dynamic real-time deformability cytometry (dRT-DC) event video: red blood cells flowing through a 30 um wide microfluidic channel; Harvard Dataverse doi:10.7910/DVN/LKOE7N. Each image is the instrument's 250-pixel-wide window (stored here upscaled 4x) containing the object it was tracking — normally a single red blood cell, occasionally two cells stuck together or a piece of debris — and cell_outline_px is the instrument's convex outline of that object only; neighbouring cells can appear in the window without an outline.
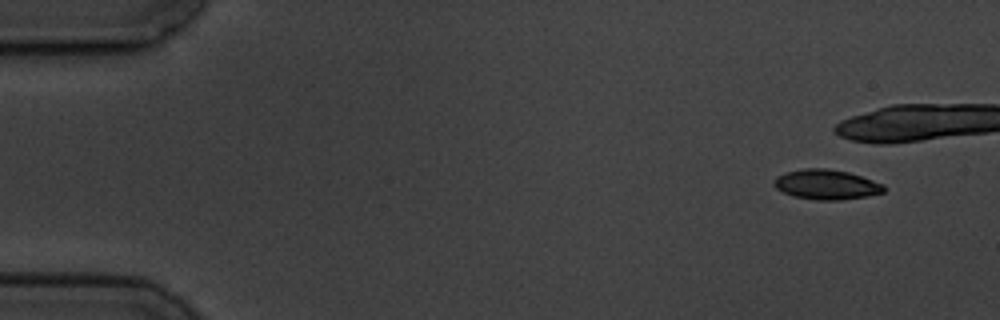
{"species": "common noctule bat (a hibernating species)", "species_latin": "Nyctalus noctula", "temperature_condition": "cold", "stored_images_in_passage": 17, "camera_frame_rate_fps": 3000, "um_per_image_px": 0.085, "animal": {"sex": "male", "body_mass_g": 19.5, "forearm_length_mm": 54.6}, "frame": {"image": 1, "passage_image": 1, "time_ms": 0.0, "image_size_px": [1000, 320], "cell_outline_px": [[884, 192], [868, 196], [840, 200], [816, 200], [792, 196], [776, 188], [772, 184], [772, 180], [776, 176], [784, 172], [804, 168], [828, 168], [848, 172], [884, 184]], "centroid_in_image_um": [70.2, 15.68], "position_along_channel_um": 14.8, "area_um2": 19.31}}
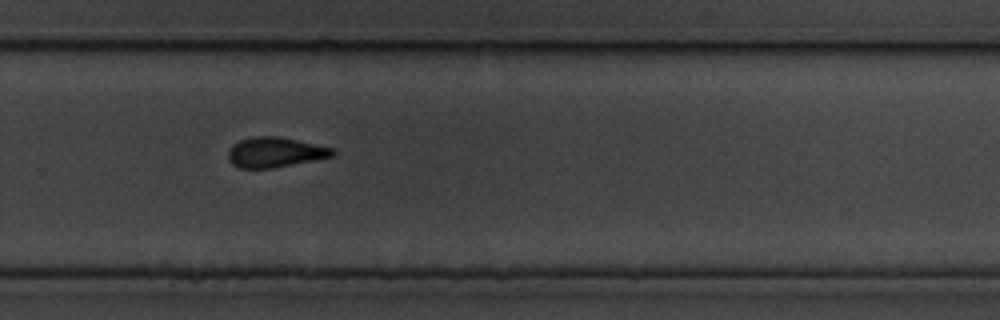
{"frame": {"image": 2, "passage_image": 12, "time_ms": 13.667, "image_size_px": [1000, 320], "cell_outline_px": [[336, 152], [332, 156], [272, 168], [240, 168], [232, 164], [228, 160], [228, 152], [232, 144], [240, 140], [256, 136], [276, 136], [336, 148]], "centroid_in_image_um": [23.36, 12.94], "position_along_channel_um": 306.4, "area_um2": 18.15}}
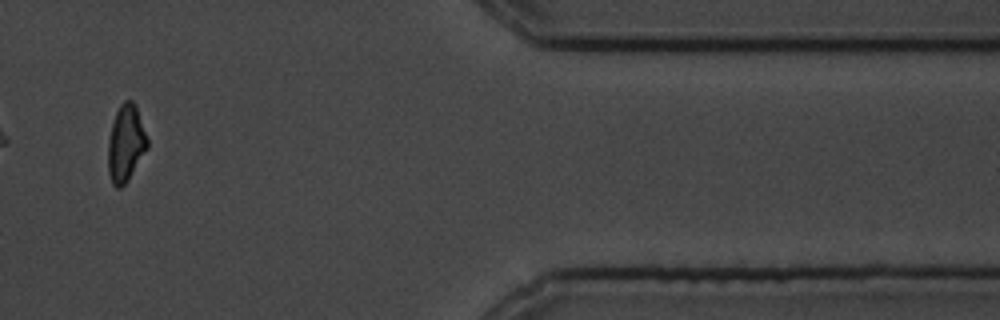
{"frame": {"image": 3, "passage_image": 15, "time_ms": 17.333, "image_size_px": [1000, 320], "cell_outline_px": [[148, 148], [128, 180], [120, 188], [116, 188], [112, 184], [108, 172], [108, 140], [112, 124], [116, 112], [120, 104], [124, 100], [132, 100], [136, 104], [148, 136]], "centroid_in_image_um": [10.71, 12.17], "position_along_channel_um": 400.7, "area_um2": 17.86}, "authors_computed_cell_mechanics": {"area_um2": 19.363, "velocity_mm_per_s": 3.5222, "shape_relaxation_time_tau1_ms": 1.5173, "shape_relaxation_time_tau2_ms": 8.931, "deformation_change_tau1": 0.0693, "deformation_change_tau2": 0.1094}}